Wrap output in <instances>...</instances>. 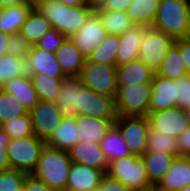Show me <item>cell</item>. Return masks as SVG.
I'll return each instance as SVG.
<instances>
[{"mask_svg":"<svg viewBox=\"0 0 190 191\" xmlns=\"http://www.w3.org/2000/svg\"><path fill=\"white\" fill-rule=\"evenodd\" d=\"M33 9L44 16L52 28L67 38L79 31L93 11L86 5H63L56 0H40L33 5Z\"/></svg>","mask_w":190,"mask_h":191,"instance_id":"1","label":"cell"},{"mask_svg":"<svg viewBox=\"0 0 190 191\" xmlns=\"http://www.w3.org/2000/svg\"><path fill=\"white\" fill-rule=\"evenodd\" d=\"M71 163L72 161L67 151L59 150L46 144L30 175L44 182L50 189L66 191Z\"/></svg>","mask_w":190,"mask_h":191,"instance_id":"2","label":"cell"},{"mask_svg":"<svg viewBox=\"0 0 190 191\" xmlns=\"http://www.w3.org/2000/svg\"><path fill=\"white\" fill-rule=\"evenodd\" d=\"M190 0H159L152 28L173 40L189 37Z\"/></svg>","mask_w":190,"mask_h":191,"instance_id":"3","label":"cell"},{"mask_svg":"<svg viewBox=\"0 0 190 191\" xmlns=\"http://www.w3.org/2000/svg\"><path fill=\"white\" fill-rule=\"evenodd\" d=\"M151 92V83L117 86L114 98L117 116H147Z\"/></svg>","mask_w":190,"mask_h":191,"instance_id":"4","label":"cell"},{"mask_svg":"<svg viewBox=\"0 0 190 191\" xmlns=\"http://www.w3.org/2000/svg\"><path fill=\"white\" fill-rule=\"evenodd\" d=\"M106 174L125 184L131 191L148 189L150 186L144 162L137 155L108 162Z\"/></svg>","mask_w":190,"mask_h":191,"instance_id":"5","label":"cell"},{"mask_svg":"<svg viewBox=\"0 0 190 191\" xmlns=\"http://www.w3.org/2000/svg\"><path fill=\"white\" fill-rule=\"evenodd\" d=\"M45 145L46 142L36 135L10 139L6 151L11 169L30 175Z\"/></svg>","mask_w":190,"mask_h":191,"instance_id":"6","label":"cell"},{"mask_svg":"<svg viewBox=\"0 0 190 191\" xmlns=\"http://www.w3.org/2000/svg\"><path fill=\"white\" fill-rule=\"evenodd\" d=\"M116 71V65L100 64L86 59L79 79L84 87L115 98L117 93Z\"/></svg>","mask_w":190,"mask_h":191,"instance_id":"7","label":"cell"},{"mask_svg":"<svg viewBox=\"0 0 190 191\" xmlns=\"http://www.w3.org/2000/svg\"><path fill=\"white\" fill-rule=\"evenodd\" d=\"M173 44L174 40L162 31L146 27L139 48L138 59L157 72L167 51Z\"/></svg>","mask_w":190,"mask_h":191,"instance_id":"8","label":"cell"},{"mask_svg":"<svg viewBox=\"0 0 190 191\" xmlns=\"http://www.w3.org/2000/svg\"><path fill=\"white\" fill-rule=\"evenodd\" d=\"M114 125L120 130L124 142L133 155L141 157L146 151L150 129L147 116H117Z\"/></svg>","mask_w":190,"mask_h":191,"instance_id":"9","label":"cell"},{"mask_svg":"<svg viewBox=\"0 0 190 191\" xmlns=\"http://www.w3.org/2000/svg\"><path fill=\"white\" fill-rule=\"evenodd\" d=\"M78 116H90L98 119L116 120L117 113L114 98L99 94L82 87L78 91Z\"/></svg>","mask_w":190,"mask_h":191,"instance_id":"10","label":"cell"},{"mask_svg":"<svg viewBox=\"0 0 190 191\" xmlns=\"http://www.w3.org/2000/svg\"><path fill=\"white\" fill-rule=\"evenodd\" d=\"M107 35V31L101 22L99 12L93 10L79 31L70 36L69 39L80 53L88 59L91 53Z\"/></svg>","mask_w":190,"mask_h":191,"instance_id":"11","label":"cell"},{"mask_svg":"<svg viewBox=\"0 0 190 191\" xmlns=\"http://www.w3.org/2000/svg\"><path fill=\"white\" fill-rule=\"evenodd\" d=\"M35 135L45 142L64 119L54 102L38 101L29 111Z\"/></svg>","mask_w":190,"mask_h":191,"instance_id":"12","label":"cell"},{"mask_svg":"<svg viewBox=\"0 0 190 191\" xmlns=\"http://www.w3.org/2000/svg\"><path fill=\"white\" fill-rule=\"evenodd\" d=\"M150 129L177 138L188 126V118L183 108L149 112L147 115Z\"/></svg>","mask_w":190,"mask_h":191,"instance_id":"13","label":"cell"},{"mask_svg":"<svg viewBox=\"0 0 190 191\" xmlns=\"http://www.w3.org/2000/svg\"><path fill=\"white\" fill-rule=\"evenodd\" d=\"M28 75H46L54 79H65L67 76L61 69L55 53L35 47L32 45L31 51L25 58Z\"/></svg>","mask_w":190,"mask_h":191,"instance_id":"14","label":"cell"},{"mask_svg":"<svg viewBox=\"0 0 190 191\" xmlns=\"http://www.w3.org/2000/svg\"><path fill=\"white\" fill-rule=\"evenodd\" d=\"M151 85L150 112L177 107V86L173 80L155 73Z\"/></svg>","mask_w":190,"mask_h":191,"instance_id":"15","label":"cell"},{"mask_svg":"<svg viewBox=\"0 0 190 191\" xmlns=\"http://www.w3.org/2000/svg\"><path fill=\"white\" fill-rule=\"evenodd\" d=\"M105 173L80 163H71L66 191H96Z\"/></svg>","mask_w":190,"mask_h":191,"instance_id":"16","label":"cell"},{"mask_svg":"<svg viewBox=\"0 0 190 191\" xmlns=\"http://www.w3.org/2000/svg\"><path fill=\"white\" fill-rule=\"evenodd\" d=\"M68 153L72 162L92 167L106 174L108 161L101 150L100 144H90L79 141Z\"/></svg>","mask_w":190,"mask_h":191,"instance_id":"17","label":"cell"},{"mask_svg":"<svg viewBox=\"0 0 190 191\" xmlns=\"http://www.w3.org/2000/svg\"><path fill=\"white\" fill-rule=\"evenodd\" d=\"M82 87L79 77H67L64 79L54 100L63 118H75L78 116L76 105H78V91Z\"/></svg>","mask_w":190,"mask_h":191,"instance_id":"18","label":"cell"},{"mask_svg":"<svg viewBox=\"0 0 190 191\" xmlns=\"http://www.w3.org/2000/svg\"><path fill=\"white\" fill-rule=\"evenodd\" d=\"M75 120L80 135L79 141L90 144H100V141L115 123V120L90 116H76Z\"/></svg>","mask_w":190,"mask_h":191,"instance_id":"19","label":"cell"},{"mask_svg":"<svg viewBox=\"0 0 190 191\" xmlns=\"http://www.w3.org/2000/svg\"><path fill=\"white\" fill-rule=\"evenodd\" d=\"M150 67L139 59L117 66V86L151 83L155 75Z\"/></svg>","mask_w":190,"mask_h":191,"instance_id":"20","label":"cell"},{"mask_svg":"<svg viewBox=\"0 0 190 191\" xmlns=\"http://www.w3.org/2000/svg\"><path fill=\"white\" fill-rule=\"evenodd\" d=\"M145 28L135 26L119 35L120 45L116 55V66L138 59Z\"/></svg>","mask_w":190,"mask_h":191,"instance_id":"21","label":"cell"},{"mask_svg":"<svg viewBox=\"0 0 190 191\" xmlns=\"http://www.w3.org/2000/svg\"><path fill=\"white\" fill-rule=\"evenodd\" d=\"M58 63L67 77H79L86 58L67 38L55 52Z\"/></svg>","mask_w":190,"mask_h":191,"instance_id":"22","label":"cell"},{"mask_svg":"<svg viewBox=\"0 0 190 191\" xmlns=\"http://www.w3.org/2000/svg\"><path fill=\"white\" fill-rule=\"evenodd\" d=\"M1 89L18 98L28 111L39 101L32 78L28 74L11 79Z\"/></svg>","mask_w":190,"mask_h":191,"instance_id":"23","label":"cell"},{"mask_svg":"<svg viewBox=\"0 0 190 191\" xmlns=\"http://www.w3.org/2000/svg\"><path fill=\"white\" fill-rule=\"evenodd\" d=\"M159 184L173 191H179L189 186L190 157H176Z\"/></svg>","mask_w":190,"mask_h":191,"instance_id":"24","label":"cell"},{"mask_svg":"<svg viewBox=\"0 0 190 191\" xmlns=\"http://www.w3.org/2000/svg\"><path fill=\"white\" fill-rule=\"evenodd\" d=\"M80 139L75 118H64L52 136L46 141L50 147L69 151Z\"/></svg>","mask_w":190,"mask_h":191,"instance_id":"25","label":"cell"},{"mask_svg":"<svg viewBox=\"0 0 190 191\" xmlns=\"http://www.w3.org/2000/svg\"><path fill=\"white\" fill-rule=\"evenodd\" d=\"M32 8L29 3L0 8V30L9 35L18 33Z\"/></svg>","mask_w":190,"mask_h":191,"instance_id":"26","label":"cell"},{"mask_svg":"<svg viewBox=\"0 0 190 191\" xmlns=\"http://www.w3.org/2000/svg\"><path fill=\"white\" fill-rule=\"evenodd\" d=\"M141 159L144 162L150 184H159L175 157L163 152H145Z\"/></svg>","mask_w":190,"mask_h":191,"instance_id":"27","label":"cell"},{"mask_svg":"<svg viewBox=\"0 0 190 191\" xmlns=\"http://www.w3.org/2000/svg\"><path fill=\"white\" fill-rule=\"evenodd\" d=\"M158 5L159 0H133L125 12L136 26L152 27Z\"/></svg>","mask_w":190,"mask_h":191,"instance_id":"28","label":"cell"},{"mask_svg":"<svg viewBox=\"0 0 190 191\" xmlns=\"http://www.w3.org/2000/svg\"><path fill=\"white\" fill-rule=\"evenodd\" d=\"M100 147L108 162L132 155L130 149L124 142L120 130L115 125L111 127L100 141Z\"/></svg>","mask_w":190,"mask_h":191,"instance_id":"29","label":"cell"},{"mask_svg":"<svg viewBox=\"0 0 190 191\" xmlns=\"http://www.w3.org/2000/svg\"><path fill=\"white\" fill-rule=\"evenodd\" d=\"M50 29H52L51 23L32 8L19 33L31 45H35L36 42Z\"/></svg>","mask_w":190,"mask_h":191,"instance_id":"30","label":"cell"},{"mask_svg":"<svg viewBox=\"0 0 190 191\" xmlns=\"http://www.w3.org/2000/svg\"><path fill=\"white\" fill-rule=\"evenodd\" d=\"M101 22L109 35H121L127 30L135 27L131 18L125 11L97 10Z\"/></svg>","mask_w":190,"mask_h":191,"instance_id":"31","label":"cell"},{"mask_svg":"<svg viewBox=\"0 0 190 191\" xmlns=\"http://www.w3.org/2000/svg\"><path fill=\"white\" fill-rule=\"evenodd\" d=\"M157 75L175 80L189 75L179 50L172 45L165 55L161 67L156 72Z\"/></svg>","mask_w":190,"mask_h":191,"instance_id":"32","label":"cell"},{"mask_svg":"<svg viewBox=\"0 0 190 191\" xmlns=\"http://www.w3.org/2000/svg\"><path fill=\"white\" fill-rule=\"evenodd\" d=\"M120 45L119 35H107L88 57L90 62L116 65V55Z\"/></svg>","mask_w":190,"mask_h":191,"instance_id":"33","label":"cell"},{"mask_svg":"<svg viewBox=\"0 0 190 191\" xmlns=\"http://www.w3.org/2000/svg\"><path fill=\"white\" fill-rule=\"evenodd\" d=\"M27 75L25 59L5 54L0 57V89L15 77Z\"/></svg>","mask_w":190,"mask_h":191,"instance_id":"34","label":"cell"},{"mask_svg":"<svg viewBox=\"0 0 190 191\" xmlns=\"http://www.w3.org/2000/svg\"><path fill=\"white\" fill-rule=\"evenodd\" d=\"M145 152H163L178 157L176 138L149 129Z\"/></svg>","mask_w":190,"mask_h":191,"instance_id":"35","label":"cell"},{"mask_svg":"<svg viewBox=\"0 0 190 191\" xmlns=\"http://www.w3.org/2000/svg\"><path fill=\"white\" fill-rule=\"evenodd\" d=\"M38 100L54 102L64 79H54L46 75H30Z\"/></svg>","mask_w":190,"mask_h":191,"instance_id":"36","label":"cell"},{"mask_svg":"<svg viewBox=\"0 0 190 191\" xmlns=\"http://www.w3.org/2000/svg\"><path fill=\"white\" fill-rule=\"evenodd\" d=\"M28 113L29 111L18 98L0 89V126L12 118Z\"/></svg>","mask_w":190,"mask_h":191,"instance_id":"37","label":"cell"},{"mask_svg":"<svg viewBox=\"0 0 190 191\" xmlns=\"http://www.w3.org/2000/svg\"><path fill=\"white\" fill-rule=\"evenodd\" d=\"M0 128L8 134L10 139H18L35 135L29 113L4 122Z\"/></svg>","mask_w":190,"mask_h":191,"instance_id":"38","label":"cell"},{"mask_svg":"<svg viewBox=\"0 0 190 191\" xmlns=\"http://www.w3.org/2000/svg\"><path fill=\"white\" fill-rule=\"evenodd\" d=\"M27 175L14 169L0 172V191H21Z\"/></svg>","mask_w":190,"mask_h":191,"instance_id":"39","label":"cell"},{"mask_svg":"<svg viewBox=\"0 0 190 191\" xmlns=\"http://www.w3.org/2000/svg\"><path fill=\"white\" fill-rule=\"evenodd\" d=\"M7 54L25 59L32 45L18 32L9 35Z\"/></svg>","mask_w":190,"mask_h":191,"instance_id":"40","label":"cell"},{"mask_svg":"<svg viewBox=\"0 0 190 191\" xmlns=\"http://www.w3.org/2000/svg\"><path fill=\"white\" fill-rule=\"evenodd\" d=\"M66 39L65 35L52 28L34 46L55 53Z\"/></svg>","mask_w":190,"mask_h":191,"instance_id":"41","label":"cell"},{"mask_svg":"<svg viewBox=\"0 0 190 191\" xmlns=\"http://www.w3.org/2000/svg\"><path fill=\"white\" fill-rule=\"evenodd\" d=\"M177 86V106L183 108L190 100V75L173 80Z\"/></svg>","mask_w":190,"mask_h":191,"instance_id":"42","label":"cell"},{"mask_svg":"<svg viewBox=\"0 0 190 191\" xmlns=\"http://www.w3.org/2000/svg\"><path fill=\"white\" fill-rule=\"evenodd\" d=\"M10 137L0 128V172L11 169L6 147L9 144Z\"/></svg>","mask_w":190,"mask_h":191,"instance_id":"43","label":"cell"},{"mask_svg":"<svg viewBox=\"0 0 190 191\" xmlns=\"http://www.w3.org/2000/svg\"><path fill=\"white\" fill-rule=\"evenodd\" d=\"M96 191H131V190L122 182L113 179L109 177L107 174H105Z\"/></svg>","mask_w":190,"mask_h":191,"instance_id":"44","label":"cell"},{"mask_svg":"<svg viewBox=\"0 0 190 191\" xmlns=\"http://www.w3.org/2000/svg\"><path fill=\"white\" fill-rule=\"evenodd\" d=\"M178 157H190V126L176 138Z\"/></svg>","mask_w":190,"mask_h":191,"instance_id":"45","label":"cell"},{"mask_svg":"<svg viewBox=\"0 0 190 191\" xmlns=\"http://www.w3.org/2000/svg\"><path fill=\"white\" fill-rule=\"evenodd\" d=\"M173 45L179 50L185 68L190 75V37L174 40Z\"/></svg>","mask_w":190,"mask_h":191,"instance_id":"46","label":"cell"},{"mask_svg":"<svg viewBox=\"0 0 190 191\" xmlns=\"http://www.w3.org/2000/svg\"><path fill=\"white\" fill-rule=\"evenodd\" d=\"M26 191H55L50 189L44 182L27 175L23 187Z\"/></svg>","mask_w":190,"mask_h":191,"instance_id":"47","label":"cell"},{"mask_svg":"<svg viewBox=\"0 0 190 191\" xmlns=\"http://www.w3.org/2000/svg\"><path fill=\"white\" fill-rule=\"evenodd\" d=\"M133 0H106L103 10L126 11Z\"/></svg>","mask_w":190,"mask_h":191,"instance_id":"48","label":"cell"},{"mask_svg":"<svg viewBox=\"0 0 190 191\" xmlns=\"http://www.w3.org/2000/svg\"><path fill=\"white\" fill-rule=\"evenodd\" d=\"M9 34L0 30V57L7 54Z\"/></svg>","mask_w":190,"mask_h":191,"instance_id":"49","label":"cell"},{"mask_svg":"<svg viewBox=\"0 0 190 191\" xmlns=\"http://www.w3.org/2000/svg\"><path fill=\"white\" fill-rule=\"evenodd\" d=\"M105 2L106 0H85V5L91 10L97 11L104 6Z\"/></svg>","mask_w":190,"mask_h":191,"instance_id":"50","label":"cell"},{"mask_svg":"<svg viewBox=\"0 0 190 191\" xmlns=\"http://www.w3.org/2000/svg\"><path fill=\"white\" fill-rule=\"evenodd\" d=\"M26 3L25 0H0V8Z\"/></svg>","mask_w":190,"mask_h":191,"instance_id":"51","label":"cell"},{"mask_svg":"<svg viewBox=\"0 0 190 191\" xmlns=\"http://www.w3.org/2000/svg\"><path fill=\"white\" fill-rule=\"evenodd\" d=\"M60 2L63 5H69V6H81L85 5V0H56Z\"/></svg>","mask_w":190,"mask_h":191,"instance_id":"52","label":"cell"},{"mask_svg":"<svg viewBox=\"0 0 190 191\" xmlns=\"http://www.w3.org/2000/svg\"><path fill=\"white\" fill-rule=\"evenodd\" d=\"M149 191H173L168 188L162 187L160 184H150Z\"/></svg>","mask_w":190,"mask_h":191,"instance_id":"53","label":"cell"},{"mask_svg":"<svg viewBox=\"0 0 190 191\" xmlns=\"http://www.w3.org/2000/svg\"><path fill=\"white\" fill-rule=\"evenodd\" d=\"M185 113L187 114V118H188V124L190 126V100L189 102L186 103V105L183 107Z\"/></svg>","mask_w":190,"mask_h":191,"instance_id":"54","label":"cell"},{"mask_svg":"<svg viewBox=\"0 0 190 191\" xmlns=\"http://www.w3.org/2000/svg\"><path fill=\"white\" fill-rule=\"evenodd\" d=\"M38 1H40V0H25L26 3H29L31 5H34Z\"/></svg>","mask_w":190,"mask_h":191,"instance_id":"55","label":"cell"},{"mask_svg":"<svg viewBox=\"0 0 190 191\" xmlns=\"http://www.w3.org/2000/svg\"><path fill=\"white\" fill-rule=\"evenodd\" d=\"M179 191H190V185H189V186H186L184 189L179 190Z\"/></svg>","mask_w":190,"mask_h":191,"instance_id":"56","label":"cell"},{"mask_svg":"<svg viewBox=\"0 0 190 191\" xmlns=\"http://www.w3.org/2000/svg\"><path fill=\"white\" fill-rule=\"evenodd\" d=\"M189 37H190V16H189Z\"/></svg>","mask_w":190,"mask_h":191,"instance_id":"57","label":"cell"},{"mask_svg":"<svg viewBox=\"0 0 190 191\" xmlns=\"http://www.w3.org/2000/svg\"><path fill=\"white\" fill-rule=\"evenodd\" d=\"M137 191H149V189H144V190H137Z\"/></svg>","mask_w":190,"mask_h":191,"instance_id":"58","label":"cell"}]
</instances>
